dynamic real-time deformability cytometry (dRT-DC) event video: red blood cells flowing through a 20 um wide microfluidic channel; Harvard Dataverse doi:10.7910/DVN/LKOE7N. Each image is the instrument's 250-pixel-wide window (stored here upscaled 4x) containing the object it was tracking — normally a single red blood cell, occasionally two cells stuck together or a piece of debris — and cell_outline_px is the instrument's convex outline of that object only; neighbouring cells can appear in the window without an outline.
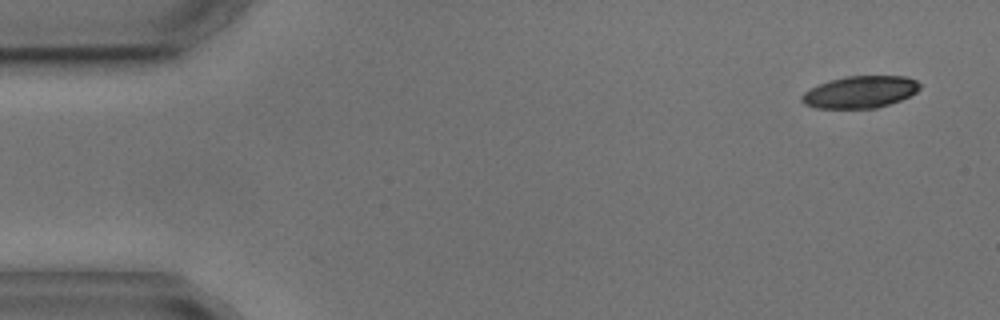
{"species": "common noctule bat (a hibernating species)", "species_latin": "Nyctalus noctula", "temperature_condition": "cold", "stored_images_in_passage": 9, "camera_frame_rate_fps": 3000, "um_per_image_px": 0.085, "animal": {"sex": "male", "body_mass_g": 17.9, "forearm_length_mm": 54.2}, "frame": {"image": 1, "passage_image": 1, "time_ms": 0.0, "image_size_px": [1000, 320], "cell_outline_px": [[920, 88], [916, 92], [900, 100], [876, 108], [816, 108], [804, 104], [800, 100], [800, 96], [804, 92], [820, 84], [832, 80], [848, 76], [904, 76], [916, 80], [920, 84]], "centroid_in_image_um": [73.1, 7.82], "position_along_channel_um": 11.9, "area_um2": 21.79}}
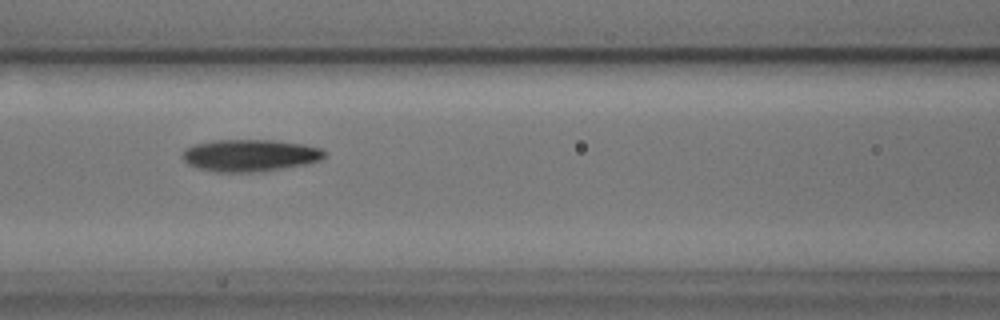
{"frame": {"image": 2, "passage_image": 6, "time_ms": 6.667, "image_size_px": [1000, 320], "cell_outline_px": [[328, 152], [320, 160], [304, 164], [280, 168], [252, 172], [212, 172], [196, 168], [188, 164], [184, 160], [184, 148], [196, 144], [212, 140], [272, 140], [304, 144], [320, 148]], "centroid_in_image_um": [21.22, 13.2], "position_along_channel_um": 145.4, "area_um2": 26.41}}
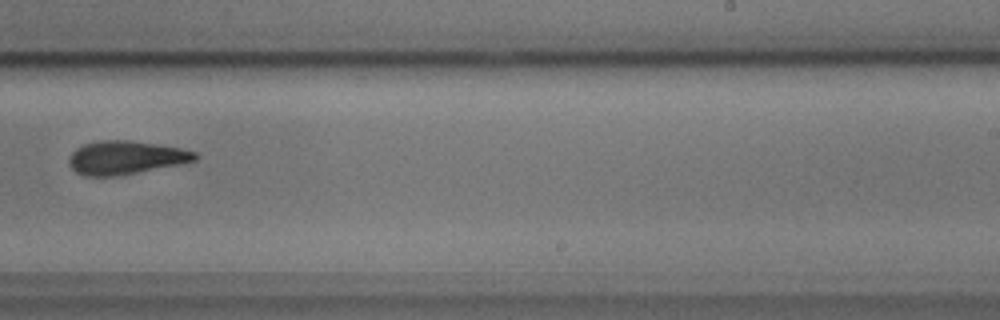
{"frame": {"image": 3, "passage_image": 9, "time_ms": 10.333, "image_size_px": [1000, 320], "cell_outline_px": [[200, 156], [196, 160], [180, 164], [116, 176], [84, 176], [76, 172], [68, 164], [68, 156], [76, 148], [84, 144], [100, 140], [132, 140], [180, 148], [196, 152]], "centroid_in_image_um": [10.66, 13.39], "position_along_channel_um": 278.3, "area_um2": 24.62}}